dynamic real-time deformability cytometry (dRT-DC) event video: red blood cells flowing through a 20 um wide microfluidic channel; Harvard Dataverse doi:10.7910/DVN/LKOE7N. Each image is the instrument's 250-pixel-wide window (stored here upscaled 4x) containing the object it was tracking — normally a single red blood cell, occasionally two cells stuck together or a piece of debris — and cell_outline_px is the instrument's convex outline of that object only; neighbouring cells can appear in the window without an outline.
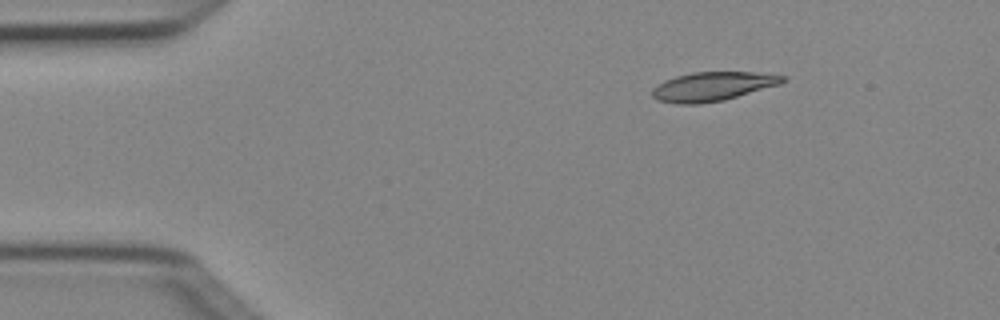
{"species": "Egyptian fruit bat (a non-hibernating species)", "species_latin": "Rousettus aegyptiacus", "temperature_condition": "cold", "stored_images_in_passage": 3, "camera_frame_rate_fps": 3000, "um_per_image_px": 0.085, "animal": {"sex": "female"}, "frame": {"image": 1, "passage_image": 2, "time_ms": 0.333, "image_size_px": [1000, 320], "cell_outline_px": [[788, 80], [780, 84], [724, 100], [700, 104], [676, 104], [656, 100], [652, 96], [652, 88], [664, 80], [676, 76], [692, 72], [756, 72], [788, 76]], "centroid_in_image_um": [60.57, 7.35], "position_along_channel_um": 24.4, "area_um2": 22.25}}